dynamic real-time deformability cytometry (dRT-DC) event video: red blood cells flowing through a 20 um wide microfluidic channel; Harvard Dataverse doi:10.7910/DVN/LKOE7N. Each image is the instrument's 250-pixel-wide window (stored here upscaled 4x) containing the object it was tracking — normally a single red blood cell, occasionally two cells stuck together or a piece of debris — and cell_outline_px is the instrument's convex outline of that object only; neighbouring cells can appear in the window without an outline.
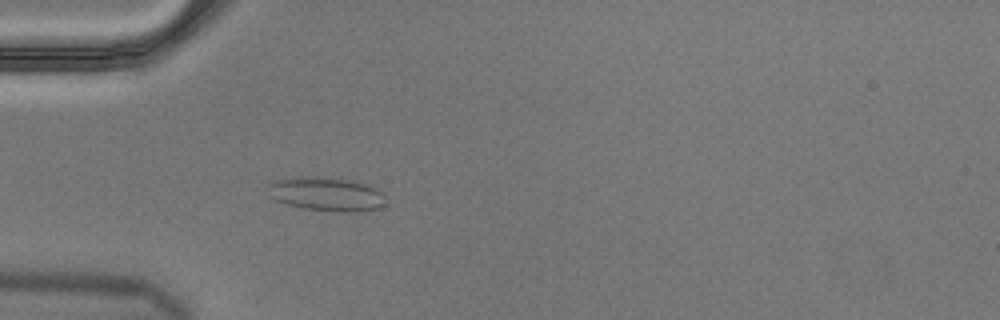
{"species": "Egyptian fruit bat (a non-hibernating species)", "species_latin": "Rousettus aegyptiacus", "temperature_condition": "cold", "stored_images_in_passage": 3, "camera_frame_rate_fps": 3000, "um_per_image_px": 0.085, "animal": {"sex": "male"}, "frame": {"image": 1, "passage_image": 3, "time_ms": 0.667, "image_size_px": [1000, 320], "cell_outline_px": [[384, 204], [380, 208], [348, 212], [336, 212], [304, 208], [288, 204], [276, 200], [268, 196], [264, 188], [268, 184], [276, 180], [312, 176], [352, 180], [376, 188], [380, 192]], "centroid_in_image_um": [27.67, 16.5], "position_along_channel_um": 57.3, "area_um2": 23.0}}